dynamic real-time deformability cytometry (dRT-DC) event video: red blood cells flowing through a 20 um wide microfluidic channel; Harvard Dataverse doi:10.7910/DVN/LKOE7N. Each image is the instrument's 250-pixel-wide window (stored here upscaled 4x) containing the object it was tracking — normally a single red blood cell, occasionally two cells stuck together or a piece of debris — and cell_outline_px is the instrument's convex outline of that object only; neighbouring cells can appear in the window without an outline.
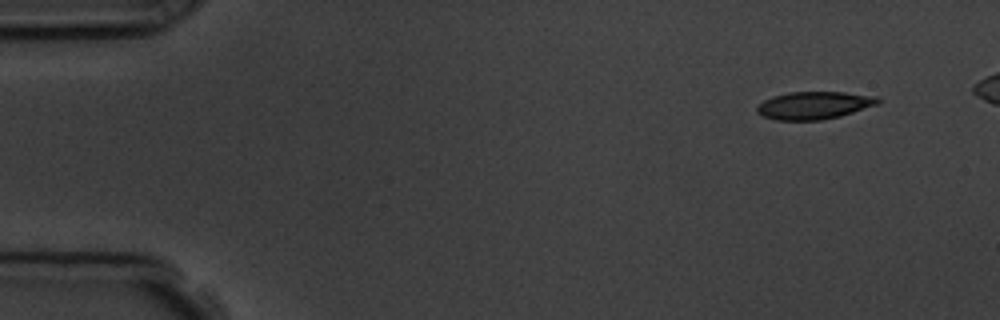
{"species": "common noctule bat (a hibernating species)", "species_latin": "Nyctalus noctula", "temperature_condition": "room temperature", "stored_images_in_passage": 6, "segment_of_instrument_passage": [2, 2], "camera_frame_rate_fps": 3000, "um_per_image_px": 0.085, "animal": {"sex": "male", "body_mass_g": 19.5, "forearm_length_mm": 54.6}, "frame": {"image": 1, "passage_image": 6, "time_ms": 5.667, "image_size_px": [1000, 320], "cell_outline_px": [[880, 104], [840, 116], [820, 120], [776, 120], [764, 116], [756, 112], [756, 108], [764, 100], [772, 96], [788, 92], [844, 92], [876, 96], [880, 100]], "centroid_in_image_um": [69.21, 8.95], "position_along_channel_um": 15.8, "area_um2": 19.48}}